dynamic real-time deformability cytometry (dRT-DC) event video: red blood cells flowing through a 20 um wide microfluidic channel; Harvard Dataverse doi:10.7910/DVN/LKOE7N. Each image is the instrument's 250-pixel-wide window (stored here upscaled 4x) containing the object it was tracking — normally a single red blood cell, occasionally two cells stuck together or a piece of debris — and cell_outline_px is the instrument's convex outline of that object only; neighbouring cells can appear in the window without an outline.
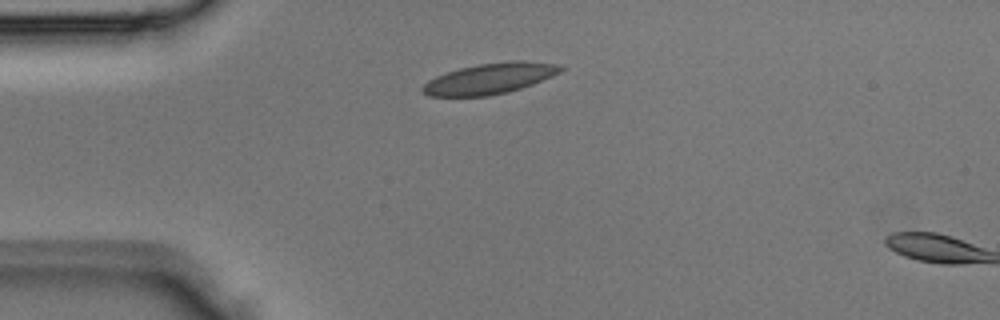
{"species": "Egyptian fruit bat (a non-hibernating species)", "species_latin": "Rousettus aegyptiacus", "temperature_condition": "room temperature", "stored_images_in_passage": 2, "segment_of_instrument_passage": [1, 2], "camera_frame_rate_fps": 3000, "um_per_image_px": 0.085, "animal": {"sex": "male"}, "frame": {"image": 1, "passage_image": 1, "time_ms": 0.0, "image_size_px": [1000, 320], "cell_outline_px": [[564, 68], [560, 72], [552, 76], [532, 84], [508, 92], [488, 96], [428, 96], [420, 92], [420, 88], [428, 80], [436, 76], [460, 68], [480, 64], [516, 60], [524, 60], [560, 64]], "centroid_in_image_um": [41.62, 6.68], "position_along_channel_um": 43.4, "area_um2": 24.74}}